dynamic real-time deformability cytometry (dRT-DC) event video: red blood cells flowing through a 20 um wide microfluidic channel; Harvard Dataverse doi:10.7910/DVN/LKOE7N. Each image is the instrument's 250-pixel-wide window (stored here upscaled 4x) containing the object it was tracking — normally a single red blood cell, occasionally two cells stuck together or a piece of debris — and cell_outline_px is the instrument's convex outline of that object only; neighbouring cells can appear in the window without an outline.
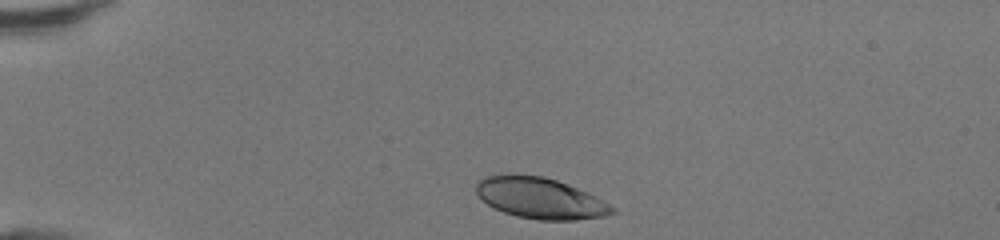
{"species": "human", "species_latin": "Homo sapiens", "temperature_condition": "room temperature", "stored_images_in_passage": 32, "camera_frame_rate_fps": 3000, "um_per_image_px": 0.085, "donor": {"sex": "female"}, "frame": {"image": 1, "passage_image": 2, "time_ms": 0.333, "image_size_px": [1000, 240], "cell_outline_px": [[616, 212], [604, 216], [576, 220], [540, 220], [516, 216], [504, 212], [488, 204], [476, 192], [476, 180], [484, 176], [512, 172], [544, 176], [568, 184], [588, 192], [596, 196], [616, 208]], "centroid_in_image_um": [45.9, 16.81], "position_along_channel_um": 39.1, "area_um2": 32.95}}
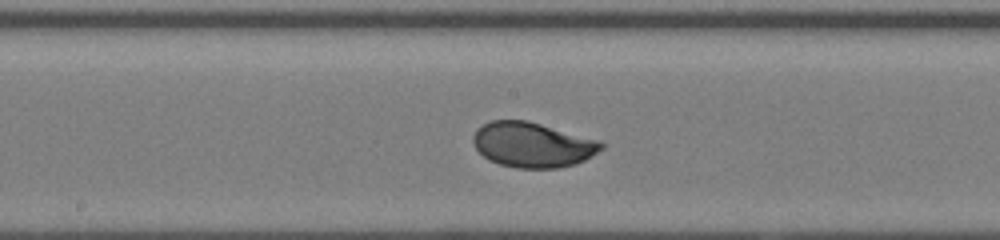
{"frame": {"image": 2, "passage_image": 17, "time_ms": 5.333, "image_size_px": [1000, 240], "cell_outline_px": [[608, 144], [604, 148], [584, 160], [576, 164], [560, 168], [516, 168], [500, 164], [488, 160], [476, 148], [472, 140], [472, 136], [476, 128], [492, 120], [528, 120], [604, 140]], "centroid_in_image_um": [45.33, 12.29], "position_along_channel_um": 202.9, "area_um2": 34.33}}
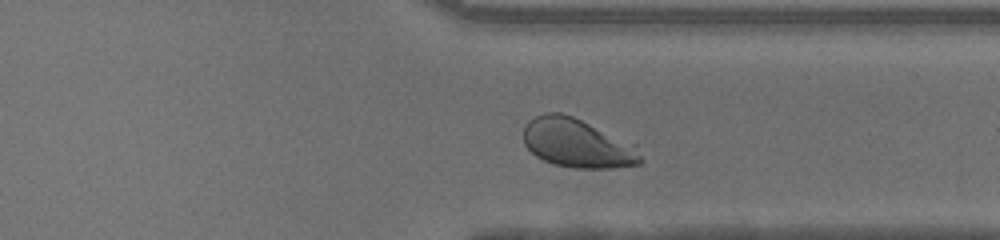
{"frame": {"image": 3, "passage_image": 28, "time_ms": 9.0, "image_size_px": [1000, 240], "cell_outline_px": [[644, 160], [640, 164], [612, 168], [572, 168], [552, 164], [536, 156], [524, 144], [524, 128], [528, 120], [544, 112], [560, 112], [572, 116], [636, 144]], "centroid_in_image_um": [49.09, 12.18], "position_along_channel_um": 362.3, "area_um2": 33.58}, "authors_computed_cell_mechanics": {"area_um2": 33.524, "velocity_mm_per_s": 4.3467, "shape_relaxation_time_tau1_ms": 1.8934, "shape_relaxation_time_tau2_ms": null, "deformation_change_tau1": 0.1397, "deformation_change_tau2": null}}